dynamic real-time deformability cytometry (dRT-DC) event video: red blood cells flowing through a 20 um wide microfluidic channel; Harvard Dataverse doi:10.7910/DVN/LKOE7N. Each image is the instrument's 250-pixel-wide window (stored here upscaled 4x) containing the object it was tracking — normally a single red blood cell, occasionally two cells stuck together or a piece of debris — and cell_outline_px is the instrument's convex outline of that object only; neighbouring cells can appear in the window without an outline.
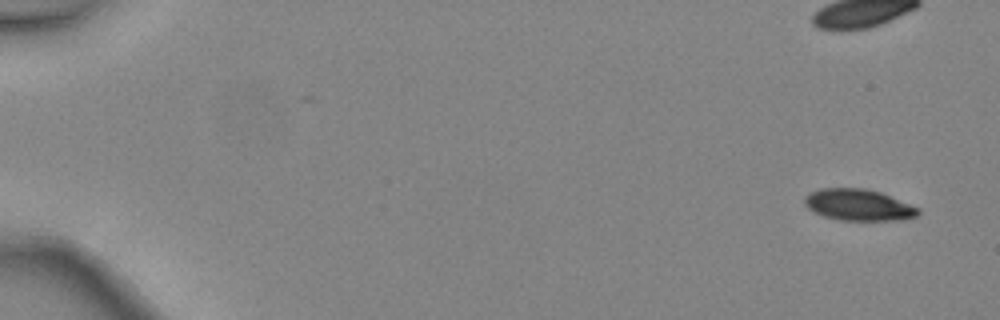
{"species": "common noctule bat (a hibernating species)", "species_latin": "Nyctalus noctula", "temperature_condition": "warm", "stored_images_in_passage": 6, "segment_of_instrument_passage": [2, 2], "camera_frame_rate_fps": 3000, "um_per_image_px": 0.085, "animal": {"sex": "female", "body_mass_g": 24.6, "forearm_length_mm": 56.2}, "frame": {"image": 1, "passage_image": 6, "time_ms": 1.667, "image_size_px": [1000, 320], "cell_outline_px": [[920, 212], [916, 216], [904, 220], [840, 220], [824, 216], [808, 208], [804, 204], [804, 196], [808, 192], [820, 188], [864, 188], [880, 192], [920, 208]], "centroid_in_image_um": [72.96, 17.41], "position_along_channel_um": 12.0, "area_um2": 20.87}}